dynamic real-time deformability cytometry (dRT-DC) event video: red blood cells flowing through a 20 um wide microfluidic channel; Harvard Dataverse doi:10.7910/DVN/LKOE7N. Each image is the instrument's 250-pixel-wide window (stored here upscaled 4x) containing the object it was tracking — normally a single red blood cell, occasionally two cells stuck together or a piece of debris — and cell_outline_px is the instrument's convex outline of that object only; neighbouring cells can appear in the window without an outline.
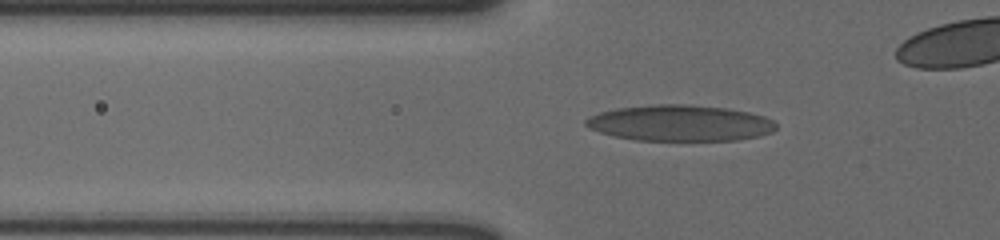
{"species": "human", "species_latin": "Homo sapiens", "temperature_condition": "cold", "stored_images_in_passage": 41, "camera_frame_rate_fps": 3000, "um_per_image_px": 0.085, "donor": {"sex": "male"}, "frame": {"image": 1, "passage_image": 14, "time_ms": 4.333, "image_size_px": [1000, 240], "cell_outline_px": [[776, 128], [772, 132], [760, 136], [736, 140], [636, 140], [616, 136], [600, 132], [588, 128], [584, 124], [584, 120], [588, 116], [600, 112], [616, 108], [656, 104], [688, 104], [728, 108], [748, 112], [764, 116], [772, 120], [776, 124]], "centroid_in_image_um": [57.79, 10.45], "position_along_channel_um": 68.0, "area_um2": 40.06}}
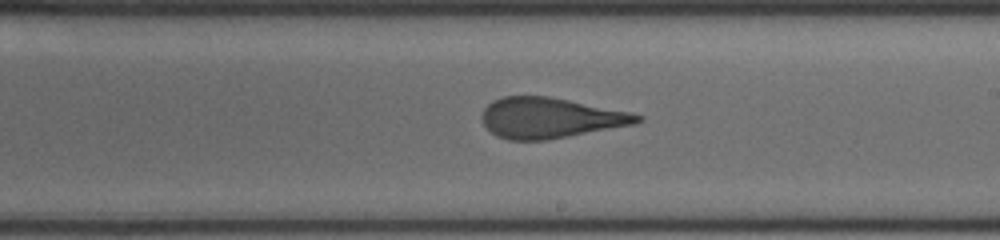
{"frame": {"image": 2, "passage_image": 28, "time_ms": 9.0, "image_size_px": [1000, 240], "cell_outline_px": [[644, 120], [636, 124], [548, 140], [508, 140], [496, 136], [484, 124], [480, 116], [484, 108], [492, 100], [504, 96], [548, 96], [632, 112], [644, 116]], "centroid_in_image_um": [46.78, 10.02], "position_along_channel_um": 242.2, "area_um2": 36.88}}
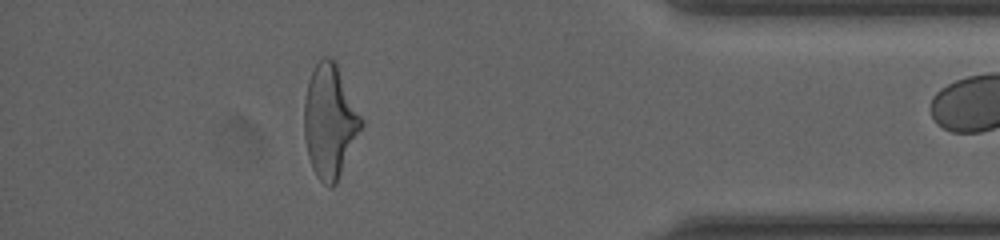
{"frame": {"image": 3, "passage_image": 40, "time_ms": 13.0, "image_size_px": [1000, 240], "cell_outline_px": [[364, 124], [336, 184], [332, 188], [328, 188], [316, 176], [312, 168], [308, 156], [304, 136], [304, 100], [308, 80], [316, 64], [324, 56], [328, 56], [336, 64], [364, 120]], "centroid_in_image_um": [28.03, 10.35], "position_along_channel_um": 407.2, "area_um2": 37.69}}